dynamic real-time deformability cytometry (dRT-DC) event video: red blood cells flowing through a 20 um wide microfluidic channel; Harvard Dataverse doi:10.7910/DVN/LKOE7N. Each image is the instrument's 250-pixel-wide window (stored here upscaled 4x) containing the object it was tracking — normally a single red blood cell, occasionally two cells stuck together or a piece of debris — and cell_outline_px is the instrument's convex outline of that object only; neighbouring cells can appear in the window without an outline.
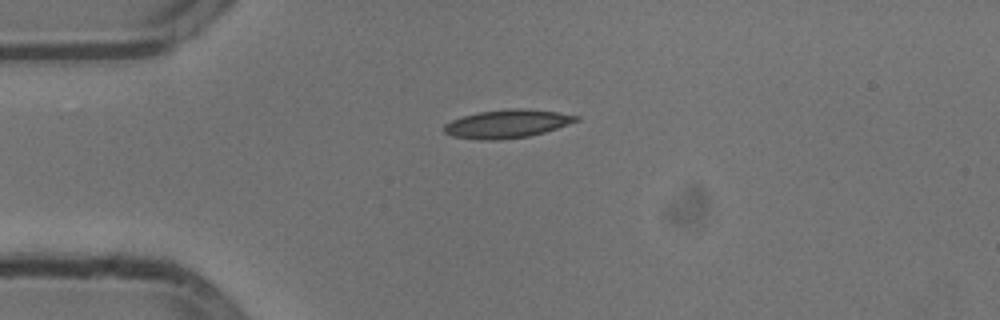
{"species": "common noctule bat (a hibernating species)", "species_latin": "Nyctalus noctula", "temperature_condition": "cold", "stored_images_in_passage": 38, "camera_frame_rate_fps": 3000, "um_per_image_px": 0.085, "animal": {"sex": "male", "body_mass_g": 13.3}, "frame": {"image": 1, "passage_image": 1, "time_ms": 0.0, "image_size_px": [1000, 320], "cell_outline_px": [[580, 120], [544, 132], [528, 136], [500, 140], [480, 140], [452, 136], [444, 132], [444, 124], [452, 120], [476, 112], [508, 108], [520, 108], [556, 112], [580, 116]], "centroid_in_image_um": [43.08, 10.52], "position_along_channel_um": 41.9, "area_um2": 21.73}}
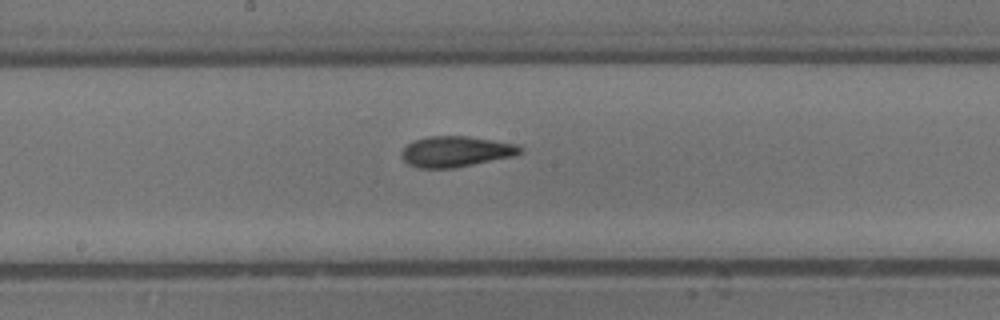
{"frame": {"image": 2, "passage_image": 16, "time_ms": 5.0, "image_size_px": [1000, 320], "cell_outline_px": [[524, 152], [516, 156], [456, 168], [420, 168], [408, 164], [400, 156], [400, 152], [408, 144], [416, 140], [428, 136], [468, 136], [516, 144], [524, 148]], "centroid_in_image_um": [38.79, 12.89], "position_along_channel_um": 209.4, "area_um2": 21.44}}
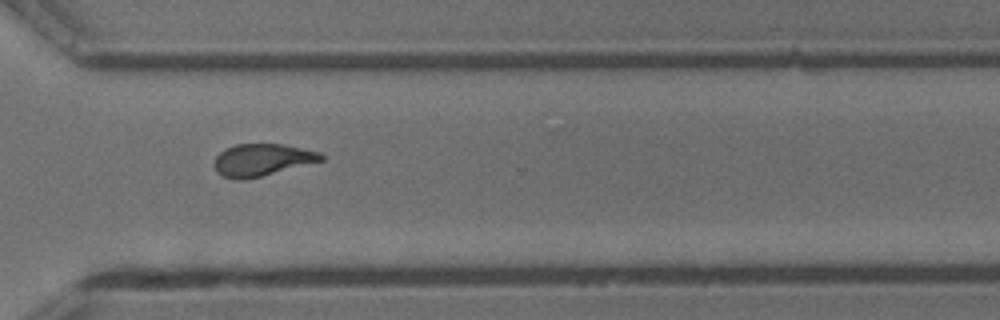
{"frame": {"image": 3, "passage_image": 27, "time_ms": 8.667, "image_size_px": [1000, 320], "cell_outline_px": [[324, 160], [244, 180], [236, 180], [224, 176], [216, 172], [212, 164], [216, 156], [224, 148], [236, 144], [284, 144], [320, 152], [324, 156]], "centroid_in_image_um": [22.23, 13.58], "position_along_channel_um": 348.4, "area_um2": 20.06}, "authors_computed_cell_mechanics": {"area_um2": 20.6057, "velocity_mm_per_s": 3.8028, "shape_relaxation_time_tau1_ms": 4.1879, "shape_relaxation_time_tau2_ms": 1.9752, "deformation_change_tau1": 0.1709, "deformation_change_tau2": 0.0914}}